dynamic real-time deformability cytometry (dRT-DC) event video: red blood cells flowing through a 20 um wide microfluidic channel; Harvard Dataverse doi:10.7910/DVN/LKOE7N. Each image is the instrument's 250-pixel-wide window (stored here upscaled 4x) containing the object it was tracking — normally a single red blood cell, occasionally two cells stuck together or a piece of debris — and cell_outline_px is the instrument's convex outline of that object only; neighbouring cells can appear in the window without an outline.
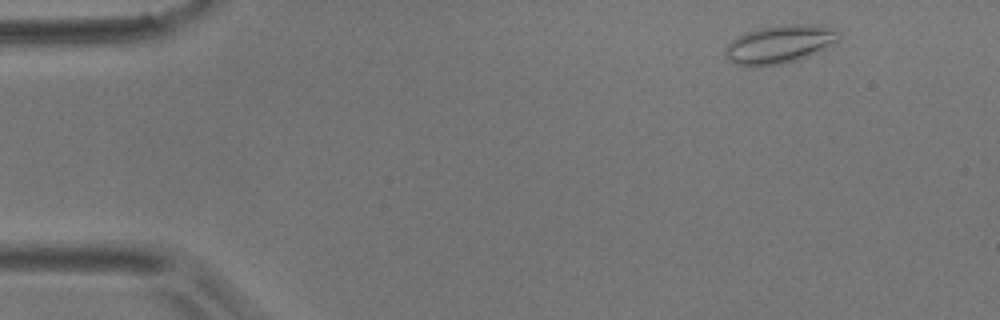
{"species": "common noctule bat (a hibernating species)", "species_latin": "Nyctalus noctula", "temperature_condition": "room temperature", "stored_images_in_passage": 5, "camera_frame_rate_fps": 3000, "um_per_image_px": 0.085, "animal": {"sex": "male", "body_mass_g": 17.9}, "frame": {"image": 1, "passage_image": 1, "time_ms": 0.0, "image_size_px": [1000, 320], "cell_outline_px": [[840, 32], [836, 40], [824, 48], [808, 56], [796, 60], [780, 64], [760, 68], [748, 68], [736, 64], [728, 60], [724, 56], [724, 52], [728, 44], [736, 36], [760, 28], [784, 24], [808, 24]], "centroid_in_image_um": [66.13, 3.8], "position_along_channel_um": 18.9, "area_um2": 25.09}}